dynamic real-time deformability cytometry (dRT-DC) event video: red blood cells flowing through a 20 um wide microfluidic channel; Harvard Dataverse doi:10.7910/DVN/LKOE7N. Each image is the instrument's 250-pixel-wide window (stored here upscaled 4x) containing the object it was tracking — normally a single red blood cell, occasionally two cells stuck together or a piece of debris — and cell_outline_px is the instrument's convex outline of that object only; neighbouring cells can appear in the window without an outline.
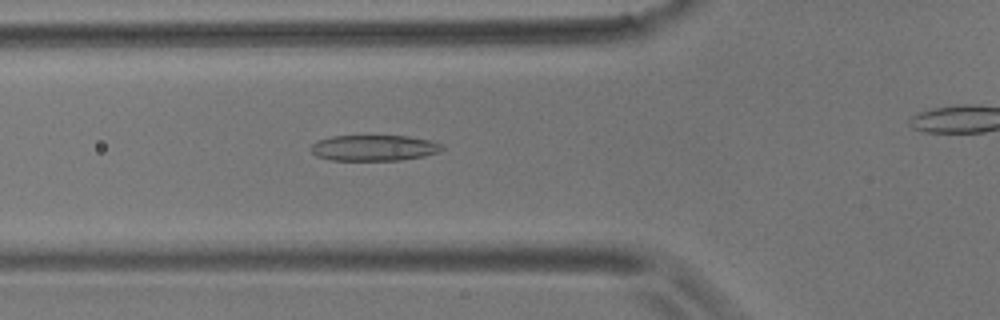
{"species": "common noctule bat (a hibernating species)", "species_latin": "Nyctalus noctula", "temperature_condition": "room temperature", "stored_images_in_passage": 28, "camera_frame_rate_fps": 3000, "um_per_image_px": 0.085, "animal": {"sex": "male", "body_mass_g": 17.9}, "frame": {"image": 1, "passage_image": 20, "time_ms": 6.333, "image_size_px": [1000, 320], "cell_outline_px": [[444, 148], [436, 152], [424, 156], [400, 160], [332, 160], [316, 156], [308, 148], [316, 140], [332, 136], [408, 136], [432, 140], [444, 144]], "centroid_in_image_um": [31.77, 12.56], "position_along_channel_um": 94.0, "area_um2": 19.88}}
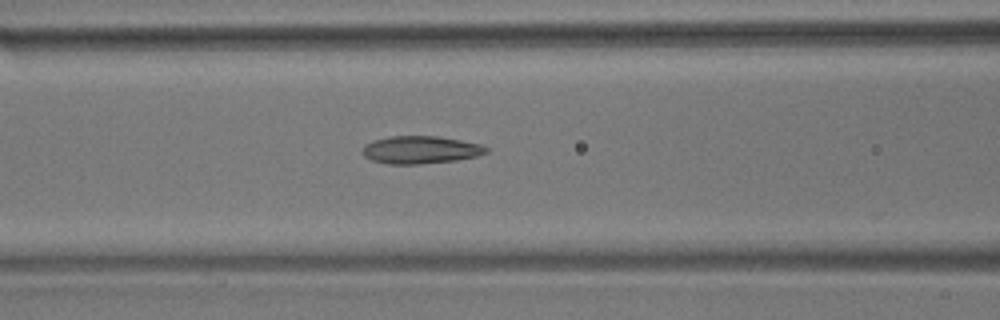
{"frame": {"image": 2, "passage_image": 23, "time_ms": 7.333, "image_size_px": [1000, 320], "cell_outline_px": [[488, 152], [476, 156], [456, 160], [420, 164], [388, 164], [372, 160], [364, 156], [360, 152], [364, 144], [372, 140], [392, 136], [436, 136], [460, 140], [480, 144], [488, 148]], "centroid_in_image_um": [35.69, 12.73], "position_along_channel_um": 130.9, "area_um2": 20.0}}
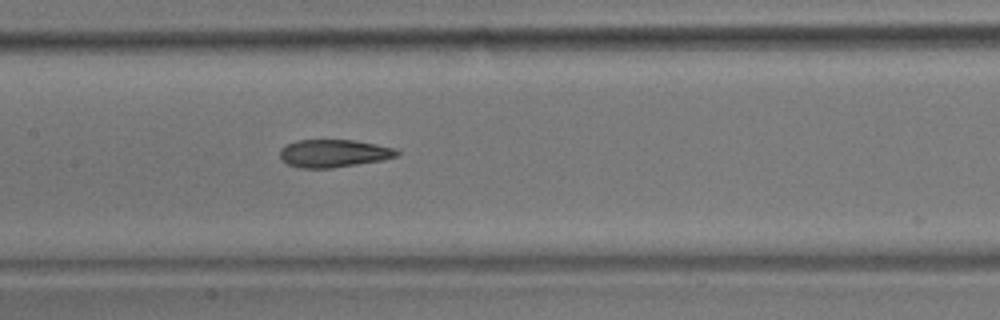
{"frame": {"image": 3, "passage_image": 27, "time_ms": 8.667, "image_size_px": [1000, 320], "cell_outline_px": [[400, 152], [396, 156], [384, 160], [332, 168], [300, 168], [288, 164], [280, 160], [280, 148], [296, 140], [352, 140], [376, 144], [396, 148]], "centroid_in_image_um": [28.36, 13.04], "position_along_channel_um": 179.0, "area_um2": 19.02}}